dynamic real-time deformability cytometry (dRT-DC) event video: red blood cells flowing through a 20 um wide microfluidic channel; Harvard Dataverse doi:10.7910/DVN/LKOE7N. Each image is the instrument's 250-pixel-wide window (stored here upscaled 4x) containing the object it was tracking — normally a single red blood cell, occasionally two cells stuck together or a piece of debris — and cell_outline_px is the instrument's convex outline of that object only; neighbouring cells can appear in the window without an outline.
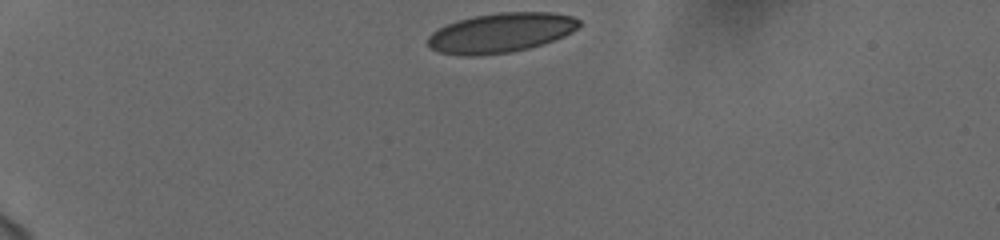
{"species": "human", "species_latin": "Homo sapiens", "temperature_condition": "cold", "stored_images_in_passage": 36, "camera_frame_rate_fps": 3000, "um_per_image_px": 0.085, "donor": {"sex": "female"}, "frame": {"image": 1, "passage_image": 1, "time_ms": 0.0, "image_size_px": [1000, 240], "cell_outline_px": [[580, 24], [572, 32], [564, 36], [544, 44], [512, 52], [480, 56], [460, 56], [440, 52], [428, 48], [428, 36], [432, 32], [456, 20], [472, 16], [500, 12], [552, 12], [572, 16], [580, 20]], "centroid_in_image_um": [42.55, 2.79], "position_along_channel_um": 42.4, "area_um2": 35.2}}
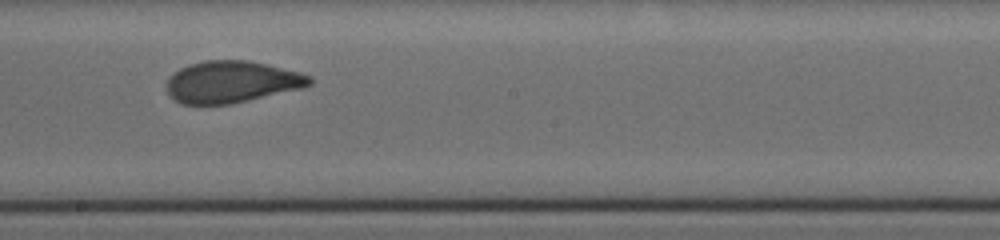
{"frame": {"image": 2, "passage_image": 21, "time_ms": 6.667, "image_size_px": [1000, 240], "cell_outline_px": [[312, 84], [300, 88], [248, 100], [228, 104], [184, 104], [176, 100], [168, 92], [168, 76], [172, 72], [188, 64], [204, 60], [248, 60], [268, 64], [300, 72], [312, 76]], "centroid_in_image_um": [19.69, 6.93], "position_along_channel_um": 228.5, "area_um2": 34.68}}
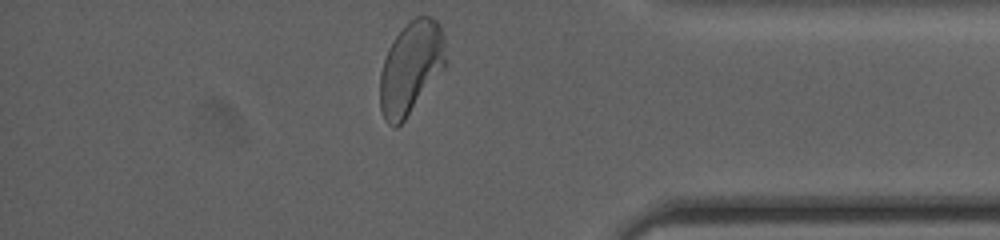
{"frame": {"image": 3, "passage_image": 36, "time_ms": 11.667, "image_size_px": [1000, 240], "cell_outline_px": [[444, 68], [404, 120], [396, 128], [392, 128], [384, 120], [380, 108], [380, 72], [388, 48], [396, 36], [416, 16], [428, 16], [436, 20], [440, 24], [444, 36]], "centroid_in_image_um": [34.9, 5.78], "position_along_channel_um": 400.3, "area_um2": 34.91}, "authors_computed_cell_mechanics": {"area_um2": 35.2002, "velocity_mm_per_s": 3.7361, "shape_relaxation_time_tau1_ms": 5.3723, "shape_relaxation_time_tau2_ms": 0.8233, "deformation_change_tau1": 0.1633, "deformation_change_tau2": 0.0572}}